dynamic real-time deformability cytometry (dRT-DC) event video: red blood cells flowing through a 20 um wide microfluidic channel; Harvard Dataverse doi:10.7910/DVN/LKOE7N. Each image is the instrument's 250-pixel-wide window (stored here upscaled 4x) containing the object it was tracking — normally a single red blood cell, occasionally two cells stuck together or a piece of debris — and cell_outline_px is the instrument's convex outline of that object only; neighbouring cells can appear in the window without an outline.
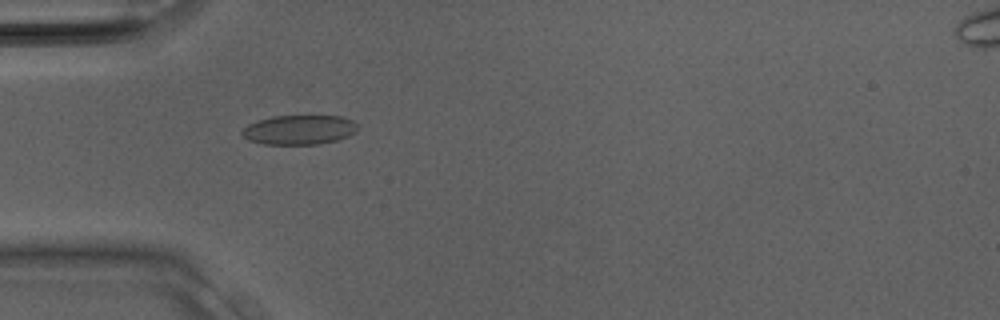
{"species": "Egyptian fruit bat (a non-hibernating species)", "species_latin": "Rousettus aegyptiacus", "temperature_condition": "room temperature", "stored_images_in_passage": 5, "camera_frame_rate_fps": 3000, "um_per_image_px": 0.085, "animal": {"sex": "male"}, "frame": {"image": 1, "passage_image": 3, "time_ms": 0.667, "image_size_px": [1000, 320], "cell_outline_px": [[356, 132], [348, 136], [336, 140], [320, 144], [264, 144], [248, 140], [240, 132], [248, 124], [272, 116], [344, 116], [352, 120], [356, 124]], "centroid_in_image_um": [25.44, 11.03], "position_along_channel_um": 59.6, "area_um2": 19.77}}